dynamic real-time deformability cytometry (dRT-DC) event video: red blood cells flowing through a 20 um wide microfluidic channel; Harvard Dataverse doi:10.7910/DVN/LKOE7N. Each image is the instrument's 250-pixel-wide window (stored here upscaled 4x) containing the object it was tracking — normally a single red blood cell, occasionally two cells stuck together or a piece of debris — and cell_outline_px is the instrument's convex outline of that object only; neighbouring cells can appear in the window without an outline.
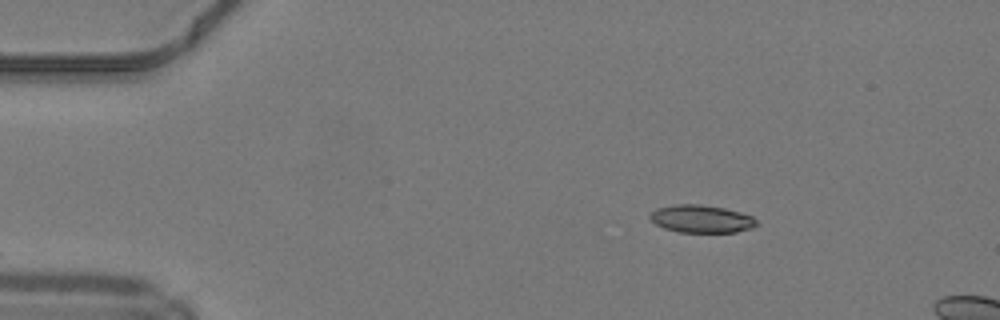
{"species": "common noctule bat (a hibernating species)", "species_latin": "Nyctalus noctula", "temperature_condition": "warm", "stored_images_in_passage": 9, "camera_frame_rate_fps": 3000, "um_per_image_px": 0.085, "animal": {"sex": "male", "body_mass_g": 19.2, "forearm_length_mm": 51.8}, "frame": {"image": 1, "passage_image": 1, "time_ms": 0.0, "image_size_px": [1000, 320], "cell_outline_px": [[760, 224], [752, 228], [736, 232], [680, 232], [664, 228], [656, 224], [648, 216], [656, 208], [676, 204], [700, 204], [724, 208], [740, 212], [752, 216]], "centroid_in_image_um": [59.64, 18.6], "position_along_channel_um": 25.4, "area_um2": 17.22}}